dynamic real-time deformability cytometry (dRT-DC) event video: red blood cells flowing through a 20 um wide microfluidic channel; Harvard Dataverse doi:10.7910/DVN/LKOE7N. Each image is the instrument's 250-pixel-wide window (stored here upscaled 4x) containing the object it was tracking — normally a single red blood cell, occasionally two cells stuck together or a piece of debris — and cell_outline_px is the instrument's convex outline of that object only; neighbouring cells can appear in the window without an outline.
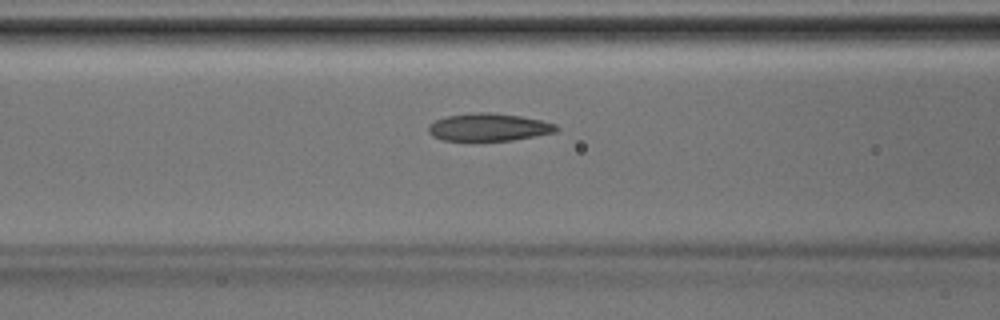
{"species": "Egyptian fruit bat (a non-hibernating species)", "species_latin": "Rousettus aegyptiacus", "temperature_condition": "room temperature", "stored_images_in_passage": 30, "camera_frame_rate_fps": 3000, "um_per_image_px": 0.085, "animal": {"sex": "male"}, "frame": {"image": 1, "passage_image": 6, "time_ms": 1.667, "image_size_px": [1000, 320], "cell_outline_px": [[556, 132], [512, 140], [440, 140], [432, 136], [428, 132], [428, 124], [444, 116], [472, 112], [488, 112], [520, 116], [540, 120], [556, 124]], "centroid_in_image_um": [41.47, 10.8], "position_along_channel_um": 125.1, "area_um2": 20.52}}
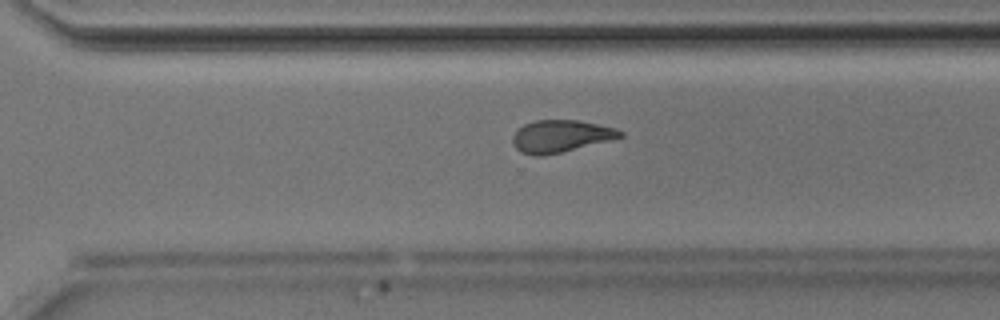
{"frame": {"image": 2, "passage_image": 18, "time_ms": 5.667, "image_size_px": [1000, 320], "cell_outline_px": [[624, 136], [560, 152], [540, 156], [536, 156], [520, 152], [512, 144], [512, 136], [516, 128], [524, 124], [536, 120], [576, 120], [616, 128], [624, 132]], "centroid_in_image_um": [47.59, 11.56], "position_along_channel_um": 323.0, "area_um2": 20.0}}
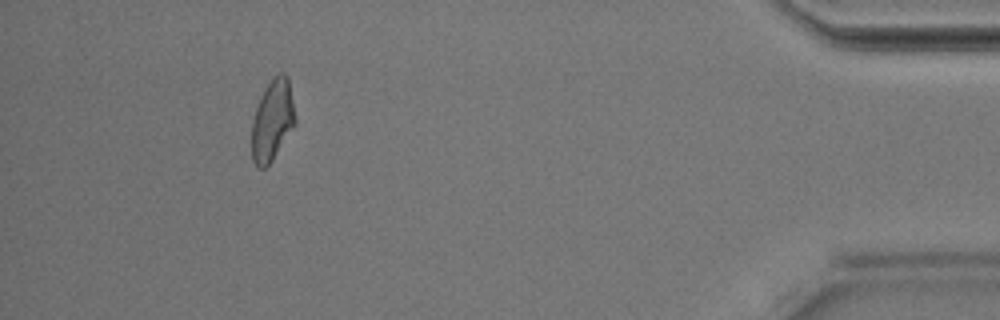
{"frame": {"image": 3, "passage_image": 27, "time_ms": 8.667, "image_size_px": [1000, 320], "cell_outline_px": [[296, 124], [272, 160], [264, 168], [260, 168], [252, 160], [252, 120], [260, 96], [264, 88], [272, 76], [280, 72], [284, 72], [288, 76], [296, 120]], "centroid_in_image_um": [23.16, 10.18], "position_along_channel_um": 412.0, "area_um2": 20.63}}